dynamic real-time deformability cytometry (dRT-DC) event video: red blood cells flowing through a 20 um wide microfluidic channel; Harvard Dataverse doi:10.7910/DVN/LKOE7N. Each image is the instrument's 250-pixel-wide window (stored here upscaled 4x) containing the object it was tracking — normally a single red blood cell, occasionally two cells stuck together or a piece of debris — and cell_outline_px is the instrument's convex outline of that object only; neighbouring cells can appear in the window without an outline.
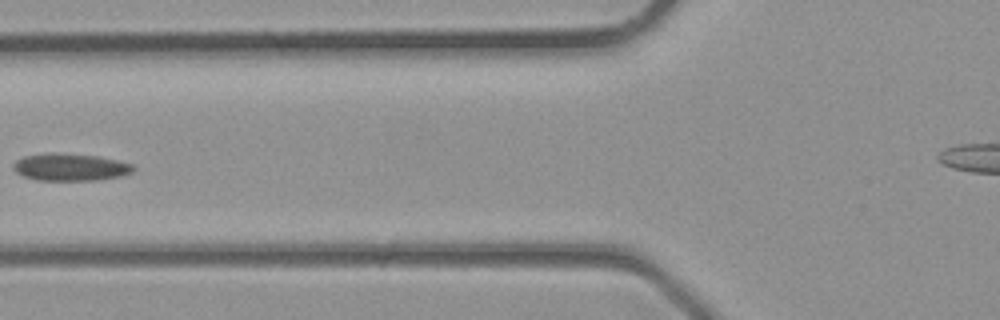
{"species": "common noctule bat (a hibernating species)", "species_latin": "Nyctalus noctula", "temperature_condition": "room temperature", "stored_images_in_passage": 5, "segment_of_instrument_passage": [1, 2], "camera_frame_rate_fps": 3000, "um_per_image_px": 0.085, "animal": {"sex": "male", "body_mass_g": 23.1, "forearm_length_mm": 52.7}, "frame": {"image": 1, "passage_image": 4, "time_ms": 1.0, "image_size_px": [1000, 320], "cell_outline_px": [[136, 168], [132, 172], [120, 176], [96, 180], [36, 180], [24, 176], [16, 172], [12, 168], [12, 164], [16, 160], [24, 156], [48, 152], [52, 152], [96, 156], [116, 160], [132, 164]], "centroid_in_image_um": [5.94, 14.2], "position_along_channel_um": 119.9, "area_um2": 19.07}}